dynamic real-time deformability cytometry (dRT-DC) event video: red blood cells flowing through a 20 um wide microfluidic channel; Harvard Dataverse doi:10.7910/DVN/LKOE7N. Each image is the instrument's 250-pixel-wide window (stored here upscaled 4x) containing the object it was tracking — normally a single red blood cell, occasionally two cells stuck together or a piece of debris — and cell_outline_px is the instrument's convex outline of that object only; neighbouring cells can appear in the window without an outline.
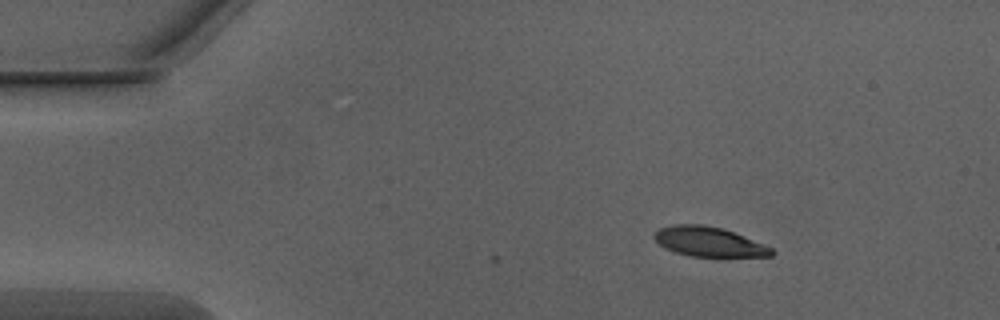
{"species": "Egyptian fruit bat (a non-hibernating species)", "species_latin": "Rousettus aegyptiacus", "temperature_condition": "warm", "stored_images_in_passage": 2, "camera_frame_rate_fps": 3000, "um_per_image_px": 0.085, "animal": {"sex": "male"}, "frame": {"image": 1, "passage_image": 2, "time_ms": 0.333, "image_size_px": [1000, 320], "cell_outline_px": [[776, 252], [772, 256], [692, 256], [676, 252], [660, 244], [652, 236], [660, 228], [672, 224], [704, 224], [724, 228], [764, 244], [772, 248]], "centroid_in_image_um": [60.28, 20.53], "position_along_channel_um": 24.7, "area_um2": 20.11}}